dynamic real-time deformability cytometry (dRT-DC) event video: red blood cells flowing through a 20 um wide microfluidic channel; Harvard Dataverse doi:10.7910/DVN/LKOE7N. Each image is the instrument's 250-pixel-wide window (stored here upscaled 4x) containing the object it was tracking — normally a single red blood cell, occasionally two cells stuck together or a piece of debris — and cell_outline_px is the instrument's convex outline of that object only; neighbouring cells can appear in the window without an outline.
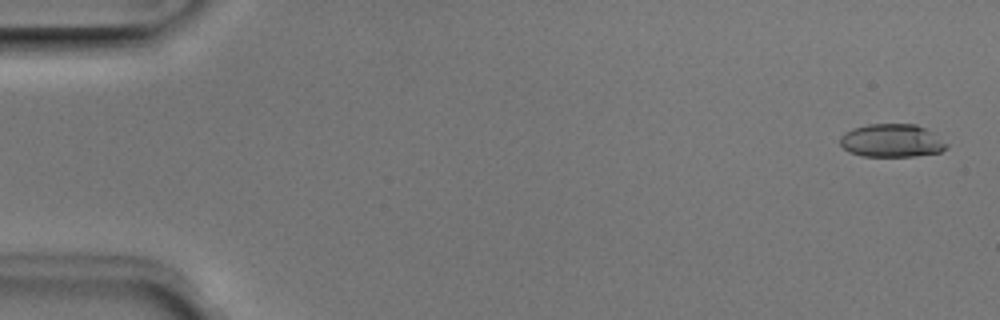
{"species": "Egyptian fruit bat (a non-hibernating species)", "species_latin": "Rousettus aegyptiacus", "temperature_condition": "room temperature", "stored_images_in_passage": 51, "camera_frame_rate_fps": 3000, "um_per_image_px": 0.085, "animal": {"sex": "male"}, "frame": {"image": 1, "passage_image": 2, "time_ms": 0.333, "image_size_px": [1000, 320], "cell_outline_px": [[948, 148], [940, 152], [916, 156], [864, 156], [848, 152], [840, 144], [840, 136], [844, 132], [852, 128], [868, 124], [916, 124], [936, 132], [948, 144]], "centroid_in_image_um": [75.84, 11.94], "position_along_channel_um": 9.2, "area_um2": 20.92}}
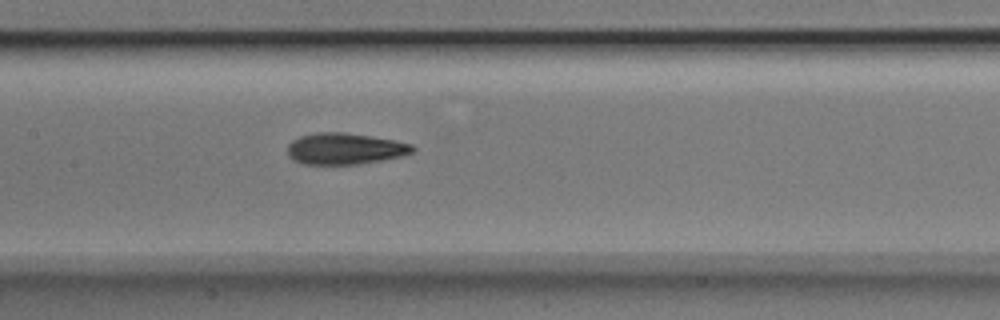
{"frame": {"image": 2, "passage_image": 25, "time_ms": 8.0, "image_size_px": [1000, 320], "cell_outline_px": [[416, 148], [412, 152], [400, 156], [380, 160], [356, 164], [304, 164], [292, 160], [288, 156], [288, 144], [292, 140], [300, 136], [316, 132], [344, 132], [372, 136], [396, 140], [412, 144]], "centroid_in_image_um": [29.29, 12.63], "position_along_channel_um": 178.1, "area_um2": 22.89}}
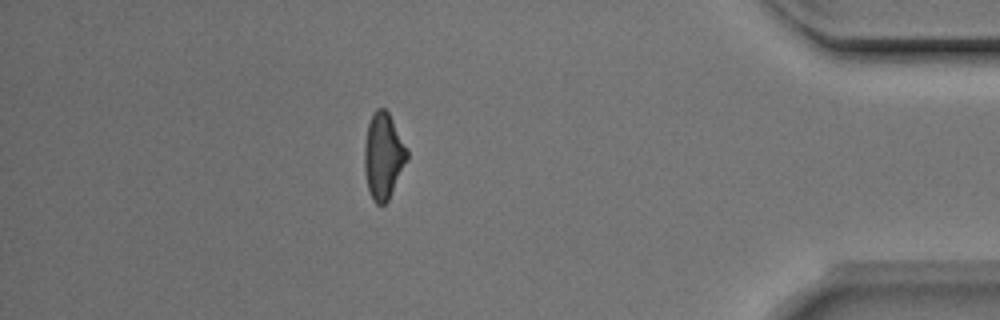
{"frame": {"image": 3, "passage_image": 45, "time_ms": 14.667, "image_size_px": [1000, 320], "cell_outline_px": [[408, 160], [388, 200], [384, 204], [376, 204], [372, 200], [368, 188], [364, 168], [364, 144], [368, 124], [376, 108], [384, 108], [388, 112], [408, 148]], "centroid_in_image_um": [32.59, 13.26], "position_along_channel_um": 402.6, "area_um2": 21.44}, "authors_computed_cell_mechanics": {"area_um2": 21.7906, "velocity_mm_per_s": 3.9907, "shape_relaxation_time_tau1_ms": 3.7622, "shape_relaxation_time_tau2_ms": 2.4735, "deformation_change_tau1": 0.1474, "deformation_change_tau2": 0.1052}}